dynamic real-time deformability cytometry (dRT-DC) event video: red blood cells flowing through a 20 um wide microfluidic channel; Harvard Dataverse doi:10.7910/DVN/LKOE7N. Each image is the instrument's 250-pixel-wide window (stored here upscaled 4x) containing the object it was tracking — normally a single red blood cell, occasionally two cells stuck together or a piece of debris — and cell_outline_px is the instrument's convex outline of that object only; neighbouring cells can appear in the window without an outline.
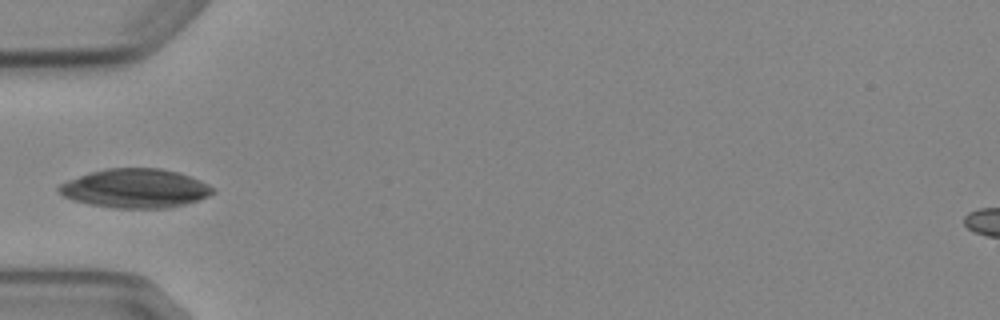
{"species": "Egyptian fruit bat (a non-hibernating species)", "species_latin": "Rousettus aegyptiacus", "temperature_condition": "cold", "stored_images_in_passage": 4, "camera_frame_rate_fps": 3000, "um_per_image_px": 0.085, "animal": {"sex": "female"}, "frame": {"image": 1, "passage_image": 4, "time_ms": 3.667, "image_size_px": [1000, 320], "cell_outline_px": [[216, 192], [208, 196], [184, 204], [168, 208], [116, 208], [92, 204], [72, 200], [64, 196], [56, 188], [60, 184], [68, 180], [88, 172], [108, 168], [160, 168], [180, 172], [200, 180], [216, 188]], "centroid_in_image_um": [11.52, 16.0], "position_along_channel_um": 73.5, "area_um2": 35.03}}